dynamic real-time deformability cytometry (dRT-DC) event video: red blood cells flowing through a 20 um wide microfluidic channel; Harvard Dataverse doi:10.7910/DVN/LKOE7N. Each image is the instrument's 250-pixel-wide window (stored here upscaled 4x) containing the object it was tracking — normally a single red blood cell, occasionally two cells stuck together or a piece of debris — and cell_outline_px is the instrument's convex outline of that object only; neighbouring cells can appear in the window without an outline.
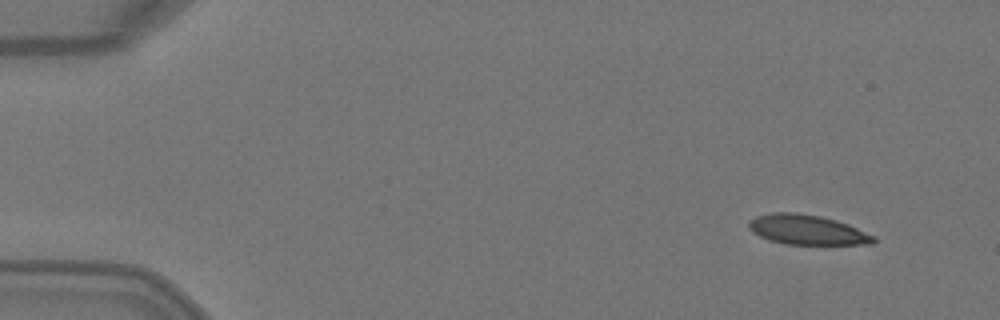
{"species": "Egyptian fruit bat (a non-hibernating species)", "species_latin": "Rousettus aegyptiacus", "temperature_condition": "warm", "stored_images_in_passage": 4, "camera_frame_rate_fps": 3000, "um_per_image_px": 0.085, "animal": {"sex": "female"}, "frame": {"image": 1, "passage_image": 1, "time_ms": 0.0, "image_size_px": [1000, 320], "cell_outline_px": [[876, 240], [872, 244], [788, 244], [768, 240], [752, 232], [748, 228], [748, 220], [756, 216], [772, 212], [796, 212], [820, 216], [836, 220], [848, 224], [876, 236]], "centroid_in_image_um": [68.59, 19.52], "position_along_channel_um": 16.4, "area_um2": 21.79}}
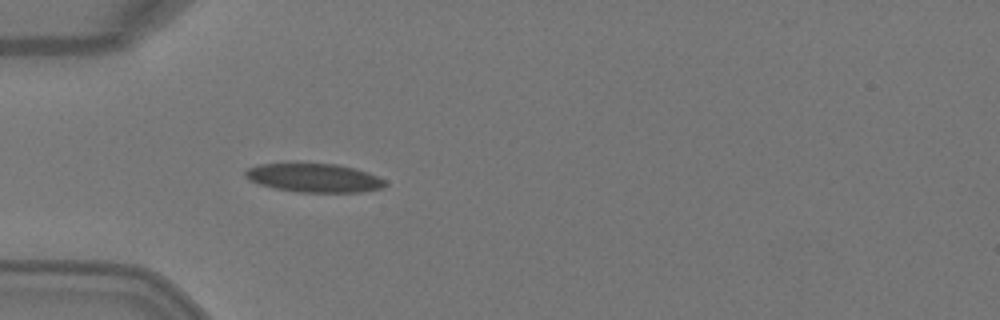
{"frame": {"image": 2, "passage_image": 4, "time_ms": 1.0, "image_size_px": [1000, 320], "cell_outline_px": [[388, 184], [384, 188], [360, 192], [296, 192], [276, 188], [260, 184], [248, 180], [244, 176], [244, 172], [248, 168], [260, 164], [336, 164], [356, 168], [368, 172], [384, 180]], "centroid_in_image_um": [26.72, 15.13], "position_along_channel_um": 58.3, "area_um2": 23.29}}